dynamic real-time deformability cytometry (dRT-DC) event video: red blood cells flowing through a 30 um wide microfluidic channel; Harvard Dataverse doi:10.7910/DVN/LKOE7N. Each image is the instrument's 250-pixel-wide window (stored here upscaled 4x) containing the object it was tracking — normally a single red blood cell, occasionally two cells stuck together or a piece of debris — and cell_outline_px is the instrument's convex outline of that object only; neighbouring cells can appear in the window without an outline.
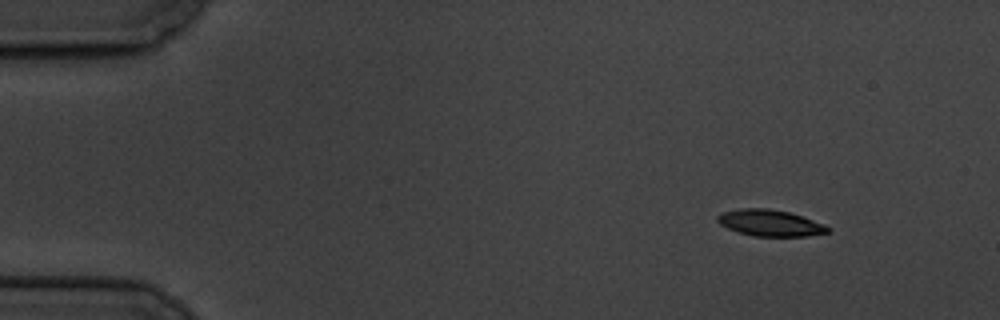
{"species": "common noctule bat (a hibernating species)", "species_latin": "Nyctalus noctula", "temperature_condition": "cold", "stored_images_in_passage": 3, "camera_frame_rate_fps": 3000, "um_per_image_px": 0.085, "animal": {"sex": "male", "body_mass_g": 19.5, "forearm_length_mm": 54.6}, "frame": {"image": 1, "passage_image": 1, "time_ms": 0.0, "image_size_px": [1000, 320], "cell_outline_px": [[832, 228], [828, 232], [808, 236], [752, 236], [728, 228], [720, 224], [716, 220], [716, 216], [724, 212], [740, 208], [768, 208], [788, 212], [824, 224]], "centroid_in_image_um": [65.45, 18.95], "position_along_channel_um": 19.5, "area_um2": 16.82}}
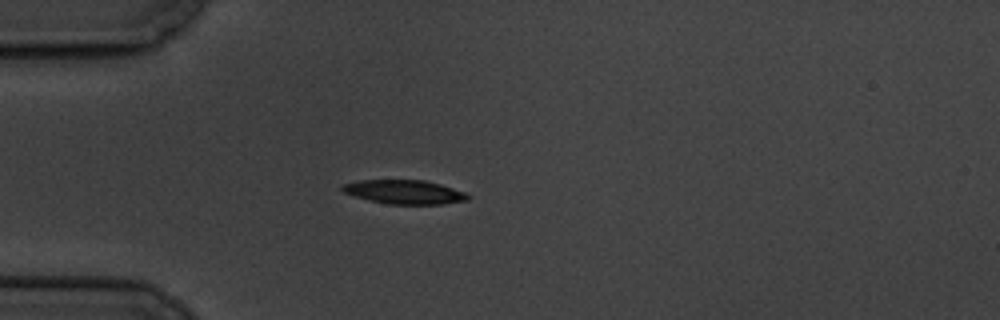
{"frame": {"image": 2, "passage_image": 3, "time_ms": 3.333, "image_size_px": [1000, 320], "cell_outline_px": [[472, 196], [468, 200], [444, 204], [388, 204], [368, 200], [344, 192], [340, 188], [344, 184], [360, 180], [424, 180], [440, 184], [464, 192]], "centroid_in_image_um": [34.4, 16.32], "position_along_channel_um": 50.6, "area_um2": 17.46}}